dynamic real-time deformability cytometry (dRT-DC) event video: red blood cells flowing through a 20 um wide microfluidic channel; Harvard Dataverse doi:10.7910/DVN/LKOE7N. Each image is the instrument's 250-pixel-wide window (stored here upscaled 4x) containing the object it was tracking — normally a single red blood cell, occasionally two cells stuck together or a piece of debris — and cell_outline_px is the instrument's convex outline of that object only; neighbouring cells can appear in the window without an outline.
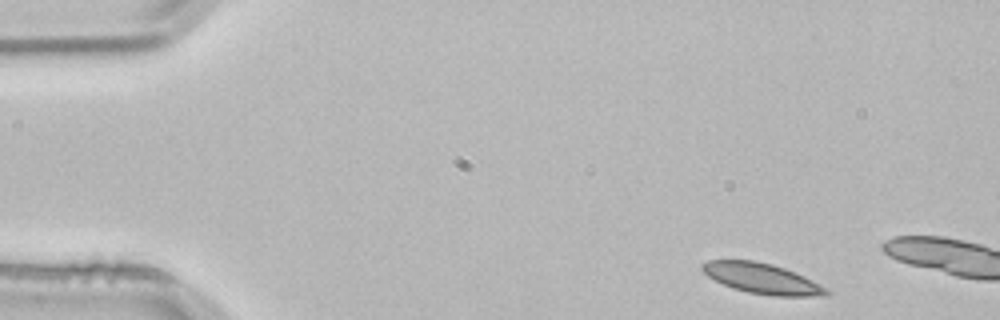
{"species": "common noctule bat (a hibernating species)", "species_latin": "Nyctalus noctula", "temperature_condition": "room temperature", "stored_images_in_passage": 3, "segment_of_instrument_passage": [2, 2], "camera_frame_rate_fps": 3000, "um_per_image_px": 0.085, "animal": {"sex": "male", "body_mass_g": 21.5, "forearm_length_mm": 52.0}, "frame": {"image": 1, "passage_image": 3, "time_ms": 0.667, "image_size_px": [1000, 320], "cell_outline_px": [[832, 292], [828, 296], [772, 296], [748, 292], [732, 288], [708, 276], [700, 268], [700, 264], [708, 260], [756, 260], [772, 264], [784, 268], [804, 276], [828, 288]], "centroid_in_image_um": [64.8, 23.67], "position_along_channel_um": 20.2, "area_um2": 22.14}}